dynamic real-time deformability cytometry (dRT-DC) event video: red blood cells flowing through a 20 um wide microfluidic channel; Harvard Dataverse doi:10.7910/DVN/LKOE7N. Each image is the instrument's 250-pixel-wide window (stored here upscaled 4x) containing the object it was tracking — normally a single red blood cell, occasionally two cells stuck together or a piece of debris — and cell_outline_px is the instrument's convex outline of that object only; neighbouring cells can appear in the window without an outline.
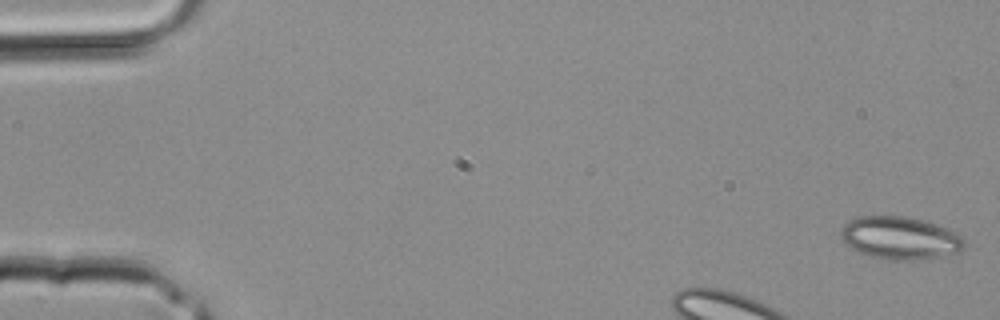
{"species": "common noctule bat (a hibernating species)", "species_latin": "Nyctalus noctula", "temperature_condition": "room temperature", "stored_images_in_passage": 3, "camera_frame_rate_fps": 3000, "um_per_image_px": 0.085, "animal": {"sex": "male", "body_mass_g": 20.4}, "frame": {"image": 1, "passage_image": 1, "time_ms": 0.0, "image_size_px": [1000, 320], "cell_outline_px": [[964, 248], [960, 252], [940, 256], [916, 260], [884, 260], [868, 256], [844, 244], [840, 236], [840, 228], [848, 220], [860, 216], [904, 216], [924, 220], [948, 228], [964, 236]], "centroid_in_image_um": [76.49, 20.23], "position_along_channel_um": 8.5, "area_um2": 31.21}}